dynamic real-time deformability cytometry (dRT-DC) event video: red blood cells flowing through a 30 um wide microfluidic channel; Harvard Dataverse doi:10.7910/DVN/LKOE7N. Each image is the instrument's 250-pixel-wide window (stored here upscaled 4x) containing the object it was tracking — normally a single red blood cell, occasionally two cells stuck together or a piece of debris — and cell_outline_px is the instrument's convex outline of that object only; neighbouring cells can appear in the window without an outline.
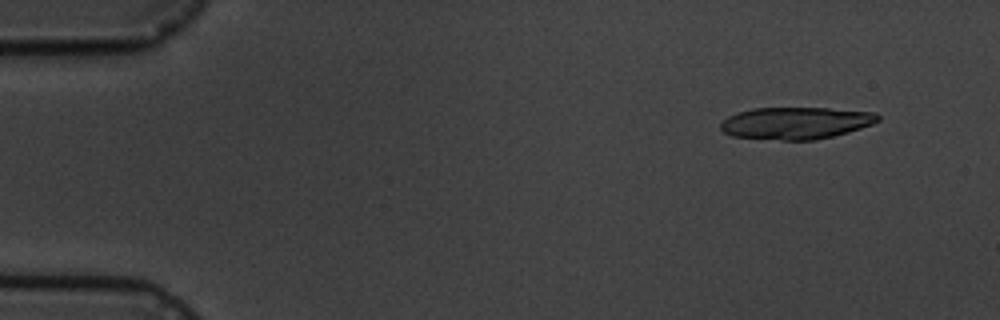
{"species": "common noctule bat (a hibernating species)", "species_latin": "Nyctalus noctula", "temperature_condition": "cold", "stored_images_in_passage": 10, "segment_of_instrument_passage": [1, 2], "camera_frame_rate_fps": 3000, "um_per_image_px": 0.085, "animal": {"sex": "male", "body_mass_g": 19.5, "forearm_length_mm": 54.6}, "frame": {"image": 1, "passage_image": 1, "time_ms": 0.0, "image_size_px": [1000, 320], "cell_outline_px": [[880, 120], [872, 124], [848, 132], [816, 140], [784, 140], [732, 136], [724, 132], [720, 128], [720, 124], [728, 116], [736, 112], [752, 108], [828, 108], [876, 112], [880, 116]], "centroid_in_image_um": [67.65, 10.45], "position_along_channel_um": 17.3, "area_um2": 29.42}}